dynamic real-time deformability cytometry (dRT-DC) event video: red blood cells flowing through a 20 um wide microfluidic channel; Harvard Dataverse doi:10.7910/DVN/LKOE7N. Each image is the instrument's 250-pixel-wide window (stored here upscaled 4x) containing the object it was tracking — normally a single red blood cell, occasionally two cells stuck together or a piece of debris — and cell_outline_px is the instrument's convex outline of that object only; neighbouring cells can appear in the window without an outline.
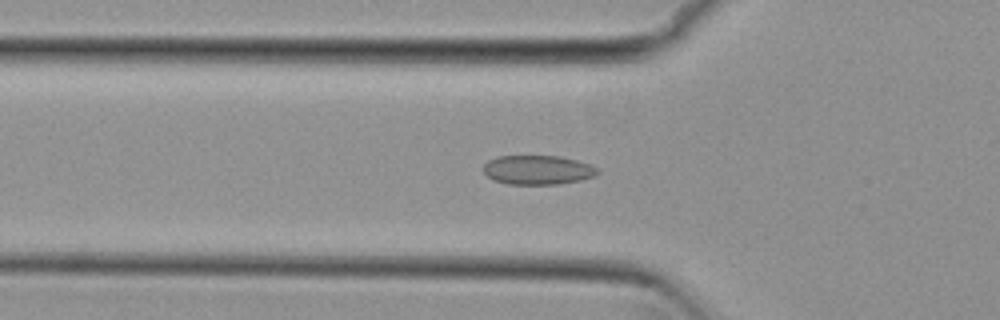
{"species": "common noctule bat (a hibernating species)", "species_latin": "Nyctalus noctula", "temperature_condition": "cold", "stored_images_in_passage": 19, "camera_frame_rate_fps": 3000, "um_per_image_px": 0.085, "animal": {"sex": "female", "body_mass_g": 29.2, "forearm_length_mm": 56.3}, "frame": {"image": 1, "passage_image": 3, "time_ms": 0.667, "image_size_px": [1000, 320], "cell_outline_px": [[600, 172], [596, 176], [580, 180], [560, 184], [508, 184], [492, 180], [484, 172], [484, 164], [488, 160], [496, 156], [560, 156], [576, 160], [588, 164], [596, 168]], "centroid_in_image_um": [45.69, 14.44], "position_along_channel_um": 80.1, "area_um2": 19.48}}
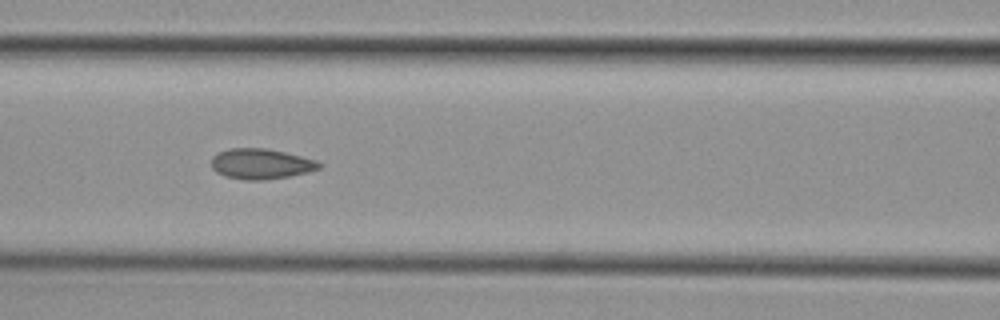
{"frame": {"image": 2, "passage_image": 8, "time_ms": 2.333, "image_size_px": [1000, 320], "cell_outline_px": [[324, 164], [320, 168], [308, 172], [288, 176], [264, 180], [244, 180], [224, 176], [216, 172], [212, 168], [212, 156], [216, 152], [228, 148], [268, 148], [316, 160]], "centroid_in_image_um": [22.16, 13.92], "position_along_channel_um": 144.4, "area_um2": 19.25}}